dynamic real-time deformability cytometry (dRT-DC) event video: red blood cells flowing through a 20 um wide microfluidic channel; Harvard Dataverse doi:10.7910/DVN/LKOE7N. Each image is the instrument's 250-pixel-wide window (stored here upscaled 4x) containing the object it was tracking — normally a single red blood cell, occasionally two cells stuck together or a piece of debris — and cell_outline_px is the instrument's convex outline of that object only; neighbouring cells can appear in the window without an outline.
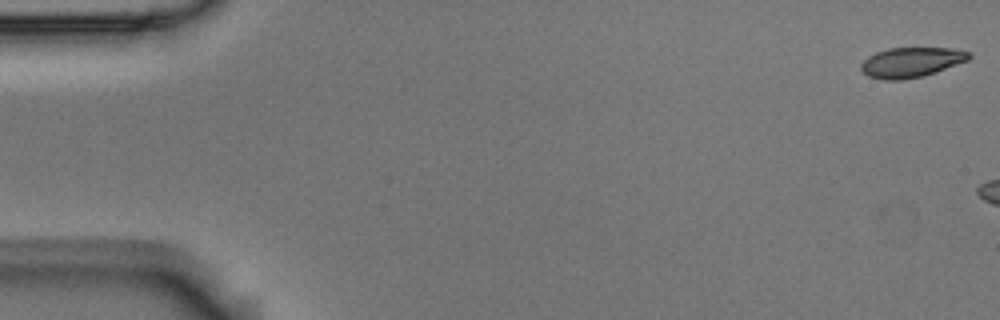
{"species": "Egyptian fruit bat (a non-hibernating species)", "species_latin": "Rousettus aegyptiacus", "temperature_condition": "room temperature", "stored_images_in_passage": 3, "camera_frame_rate_fps": 3000, "um_per_image_px": 0.085, "animal": {"sex": "male"}, "frame": {"image": 1, "passage_image": 1, "time_ms": 0.0, "image_size_px": [1000, 320], "cell_outline_px": [[972, 56], [968, 60], [936, 72], [924, 76], [900, 80], [884, 80], [868, 76], [860, 68], [860, 64], [868, 56], [876, 52], [888, 48], [952, 48], [972, 52]], "centroid_in_image_um": [77.47, 5.29], "position_along_channel_um": 7.5, "area_um2": 18.96}}